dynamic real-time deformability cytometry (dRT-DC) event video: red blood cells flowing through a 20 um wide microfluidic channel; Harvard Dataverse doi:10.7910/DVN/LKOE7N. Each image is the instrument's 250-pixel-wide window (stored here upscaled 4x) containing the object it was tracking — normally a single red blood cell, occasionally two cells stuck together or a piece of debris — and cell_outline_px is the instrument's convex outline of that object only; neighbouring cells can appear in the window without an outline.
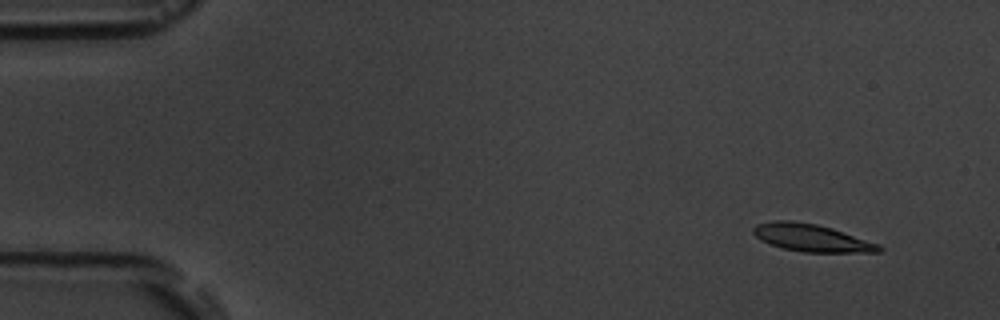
{"species": "common noctule bat (a hibernating species)", "species_latin": "Nyctalus noctula", "temperature_condition": "room temperature", "stored_images_in_passage": 10, "camera_frame_rate_fps": 3000, "um_per_image_px": 0.085, "animal": {"sex": "male", "body_mass_g": 19.5, "forearm_length_mm": 54.6}, "frame": {"image": 1, "passage_image": 1, "time_ms": 0.0, "image_size_px": [1000, 320], "cell_outline_px": [[884, 248], [880, 252], [804, 252], [784, 248], [760, 240], [752, 232], [752, 228], [756, 224], [776, 220], [792, 220], [816, 224], [832, 228], [880, 244]], "centroid_in_image_um": [68.99, 20.21], "position_along_channel_um": 16.0, "area_um2": 20.06}}
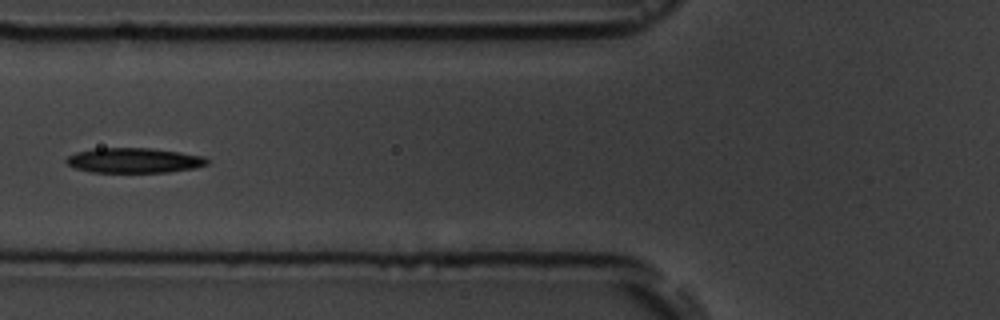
{"frame": {"image": 2, "passage_image": 6, "time_ms": 5.667, "image_size_px": [1000, 320], "cell_outline_px": [[208, 164], [196, 168], [168, 172], [92, 172], [76, 168], [68, 164], [64, 160], [68, 156], [76, 152], [92, 148], [148, 148], [180, 152], [204, 156], [208, 160]], "centroid_in_image_um": [11.39, 13.63], "position_along_channel_um": 114.4, "area_um2": 20.52}}
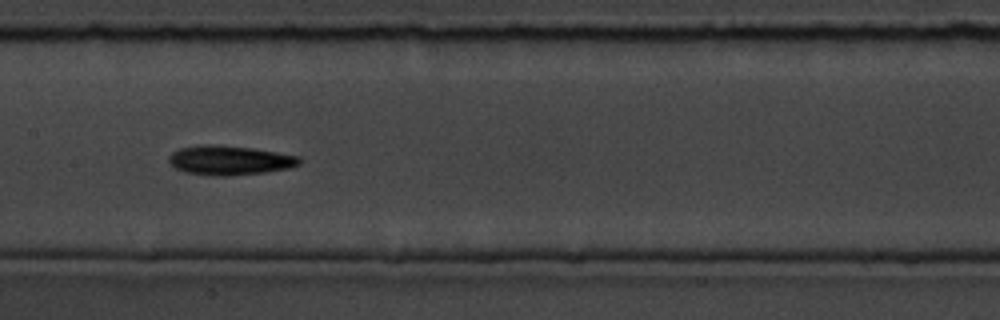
{"frame": {"image": 3, "passage_image": 8, "time_ms": 7.667, "image_size_px": [1000, 320], "cell_outline_px": [[300, 164], [288, 168], [264, 172], [228, 176], [212, 176], [184, 172], [176, 168], [168, 160], [168, 156], [172, 152], [180, 148], [200, 144], [212, 144], [252, 148], [300, 156]], "centroid_in_image_um": [19.49, 13.62], "position_along_channel_um": 187.9, "area_um2": 22.37}}